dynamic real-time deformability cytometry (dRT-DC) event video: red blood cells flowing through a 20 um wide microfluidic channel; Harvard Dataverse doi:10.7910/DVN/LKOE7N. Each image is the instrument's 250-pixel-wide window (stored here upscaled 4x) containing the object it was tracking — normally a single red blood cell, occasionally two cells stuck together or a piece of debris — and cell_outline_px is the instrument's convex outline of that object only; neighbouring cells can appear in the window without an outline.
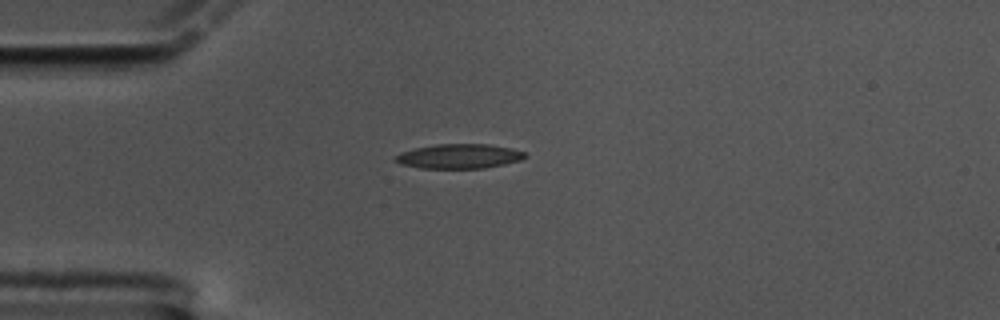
{"species": "common noctule bat (a hibernating species)", "species_latin": "Nyctalus noctula", "temperature_condition": "cold", "stored_images_in_passage": 46, "camera_frame_rate_fps": 3000, "um_per_image_px": 0.085, "animal": {"sex": "male", "body_mass_g": 17.5, "forearm_length_mm": 52.3}, "frame": {"image": 1, "passage_image": 1, "time_ms": 0.0, "image_size_px": [1000, 320], "cell_outline_px": [[528, 156], [520, 160], [504, 164], [484, 168], [420, 168], [400, 164], [392, 160], [400, 152], [416, 148], [436, 144], [488, 144], [512, 148], [524, 152]], "centroid_in_image_um": [39.01, 13.28], "position_along_channel_um": 46.0, "area_um2": 18.55}}
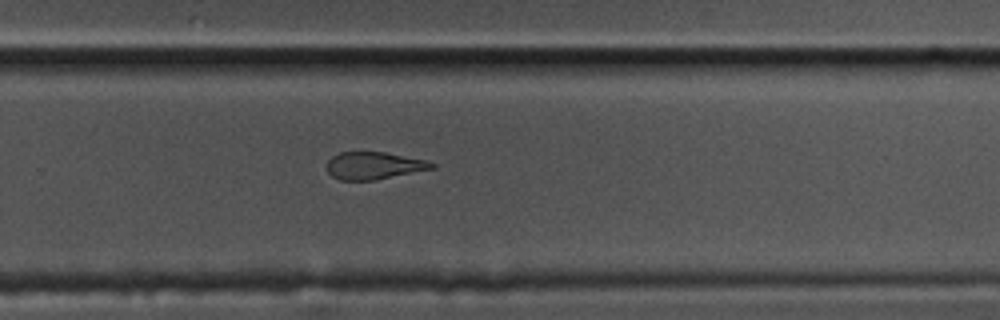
{"frame": {"image": 2, "passage_image": 25, "time_ms": 8.0, "image_size_px": [1000, 320], "cell_outline_px": [[436, 168], [376, 180], [340, 180], [332, 176], [328, 172], [328, 160], [332, 156], [340, 152], [384, 152], [424, 160], [436, 164]], "centroid_in_image_um": [31.78, 14.08], "position_along_channel_um": 298.0, "area_um2": 16.65}}
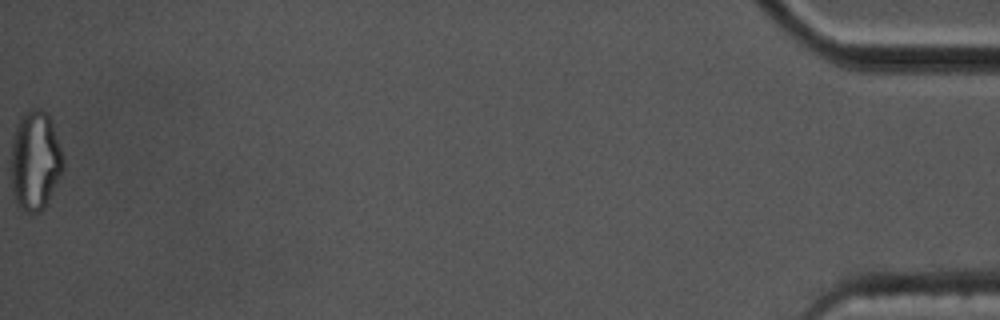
{"frame": {"image": 3, "passage_image": 46, "time_ms": 15.0, "image_size_px": [1000, 320], "cell_outline_px": [[64, 168], [44, 208], [40, 212], [24, 212], [16, 204], [12, 192], [12, 136], [16, 124], [20, 116], [24, 112], [32, 108], [40, 108], [52, 120], [64, 160]], "centroid_in_image_um": [2.98, 13.64], "position_along_channel_um": 432.2, "area_um2": 30.35}, "authors_computed_cell_mechanics": {"area_um2": 18.6405, "velocity_mm_per_s": 3.3513, "shape_relaxation_time_tau1_ms": null, "shape_relaxation_time_tau2_ms": 3.0507, "deformation_change_tau1": null, "deformation_change_tau2": 0.1202}}